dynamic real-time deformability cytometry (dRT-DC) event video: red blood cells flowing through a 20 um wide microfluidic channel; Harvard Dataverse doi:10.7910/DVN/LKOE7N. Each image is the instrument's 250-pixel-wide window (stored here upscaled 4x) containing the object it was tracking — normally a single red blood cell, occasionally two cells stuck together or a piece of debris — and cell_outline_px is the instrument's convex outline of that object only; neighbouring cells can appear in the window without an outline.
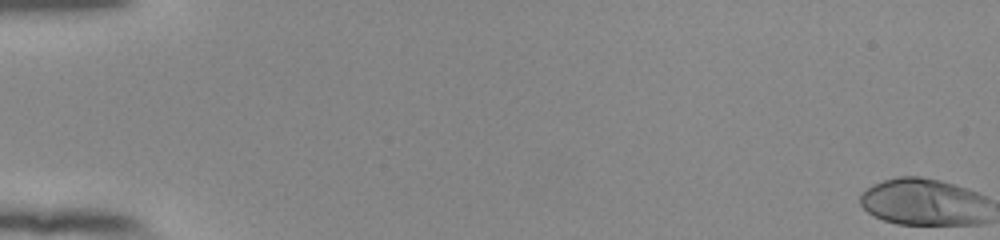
{"species": "human", "species_latin": "Homo sapiens", "temperature_condition": "room temperature", "stored_images_in_passage": 55, "camera_frame_rate_fps": 3000, "um_per_image_px": 0.085, "donor": {"sex": "female"}, "frame": {"image": 1, "passage_image": 1, "time_ms": 0.0, "image_size_px": [1000, 240], "cell_outline_px": [[972, 220], [964, 224], [900, 224], [884, 220], [868, 212], [864, 208], [860, 200], [864, 192], [876, 184], [888, 180], [912, 176], [932, 180], [948, 184], [960, 188], [964, 192]], "centroid_in_image_um": [77.95, 17.18], "position_along_channel_um": 7.1, "area_um2": 30.11}}
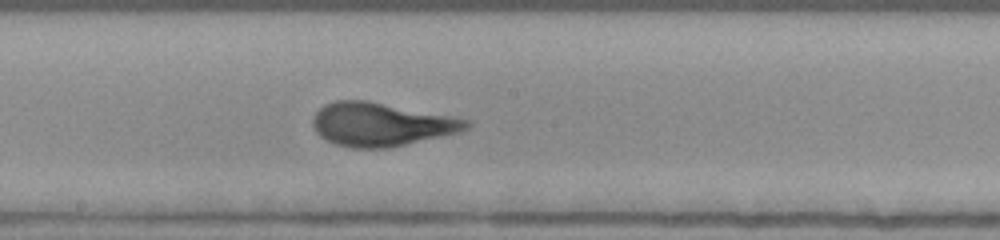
{"frame": {"image": 2, "passage_image": 32, "time_ms": 10.333, "image_size_px": [1000, 240], "cell_outline_px": [[468, 124], [460, 128], [448, 132], [400, 144], [344, 144], [332, 140], [324, 136], [316, 128], [316, 116], [328, 104], [348, 100], [352, 100], [376, 104], [464, 120]], "centroid_in_image_um": [32.29, 10.52], "position_along_channel_um": 215.9, "area_um2": 33.0}}
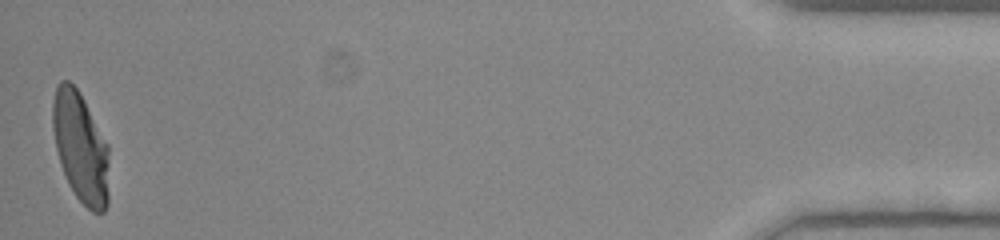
{"frame": {"image": 3, "passage_image": 55, "time_ms": 18.0, "image_size_px": [1000, 240], "cell_outline_px": [[108, 200], [104, 212], [92, 212], [76, 196], [64, 172], [60, 160], [56, 144], [52, 120], [52, 112], [56, 88], [64, 80], [68, 80], [76, 88], [108, 148]], "centroid_in_image_um": [6.86, 12.58], "position_along_channel_um": 428.3, "area_um2": 34.68}, "authors_computed_cell_mechanics": {"area_um2": 33.0038, "velocity_mm_per_s": 3.8815, "shape_relaxation_time_tau1_ms": 4.312, "shape_relaxation_time_tau2_ms": null, "deformation_change_tau1": 0.2232, "deformation_change_tau2": null}}